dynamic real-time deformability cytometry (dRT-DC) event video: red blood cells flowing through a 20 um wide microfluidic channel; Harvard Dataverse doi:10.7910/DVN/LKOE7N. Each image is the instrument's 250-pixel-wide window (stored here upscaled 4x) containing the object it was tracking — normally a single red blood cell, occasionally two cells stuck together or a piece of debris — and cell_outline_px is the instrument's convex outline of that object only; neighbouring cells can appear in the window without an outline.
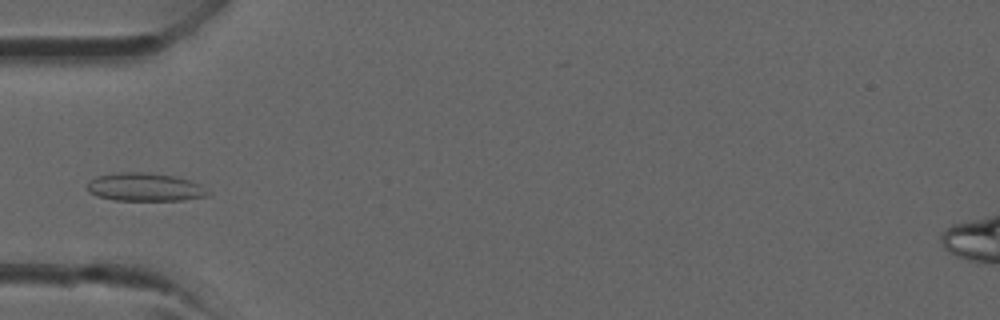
{"species": "common noctule bat (a hibernating species)", "species_latin": "Nyctalus noctula", "temperature_condition": "room temperature", "stored_images_in_passage": 37, "camera_frame_rate_fps": 3000, "um_per_image_px": 0.085, "animal": {"sex": "male", "forearm_length_mm": 52.5}, "frame": {"image": 1, "passage_image": 10, "time_ms": 3.0, "image_size_px": [1000, 320], "cell_outline_px": [[212, 192], [208, 196], [184, 200], [112, 200], [96, 196], [88, 192], [88, 184], [96, 176], [116, 172], [148, 172], [176, 176], [200, 184]], "centroid_in_image_um": [12.34, 15.9], "position_along_channel_um": 72.7, "area_um2": 20.06}}
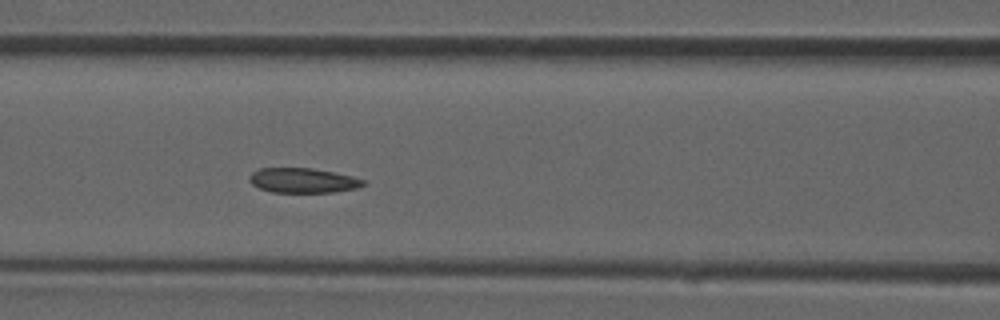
{"frame": {"image": 2, "passage_image": 14, "time_ms": 4.333, "image_size_px": [1000, 320], "cell_outline_px": [[368, 184], [356, 188], [332, 192], [272, 192], [260, 188], [252, 184], [248, 180], [248, 176], [252, 172], [260, 168], [312, 168], [352, 176], [364, 180]], "centroid_in_image_um": [25.73, 15.33], "position_along_channel_um": 140.9, "area_um2": 16.42}}
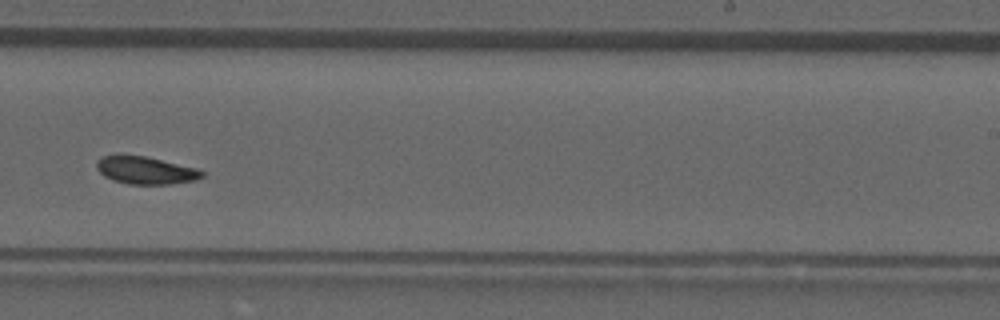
{"frame": {"image": 3, "passage_image": 22, "time_ms": 7.0, "image_size_px": [1000, 320], "cell_outline_px": [[204, 176], [196, 180], [168, 184], [128, 184], [112, 180], [104, 176], [96, 168], [96, 160], [100, 156], [116, 152], [144, 156], [200, 168], [204, 172]], "centroid_in_image_um": [12.32, 14.44], "position_along_channel_um": 276.7, "area_um2": 17.57}}